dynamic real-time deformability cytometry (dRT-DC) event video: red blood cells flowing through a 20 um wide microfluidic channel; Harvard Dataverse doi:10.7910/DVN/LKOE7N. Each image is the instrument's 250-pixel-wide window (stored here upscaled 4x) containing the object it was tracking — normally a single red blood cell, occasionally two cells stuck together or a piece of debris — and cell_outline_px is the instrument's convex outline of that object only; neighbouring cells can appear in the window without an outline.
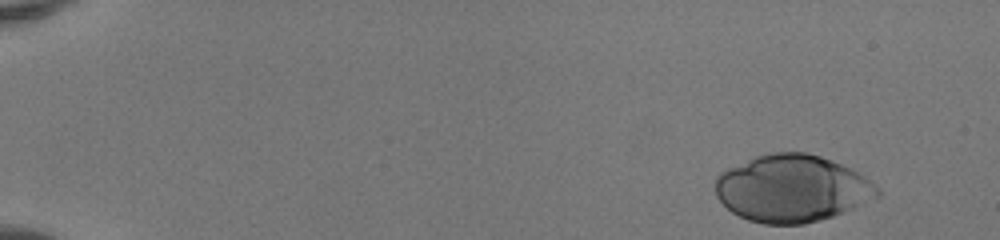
{"species": "human", "species_latin": "Homo sapiens", "temperature_condition": "room temperature", "stored_images_in_passage": 47, "camera_frame_rate_fps": 3000, "um_per_image_px": 0.085, "donor": {"sex": "female"}, "frame": {"image": 1, "passage_image": 1, "time_ms": 0.0, "image_size_px": [1000, 240], "cell_outline_px": [[884, 192], [880, 196], [844, 212], [820, 220], [804, 224], [764, 224], [748, 220], [732, 212], [716, 196], [716, 176], [720, 172], [728, 168], [756, 156], [772, 152], [804, 152], [820, 156], [832, 160], [864, 176], [876, 184]], "centroid_in_image_um": [67.34, 16.02], "position_along_channel_um": 17.7, "area_um2": 63.35}}
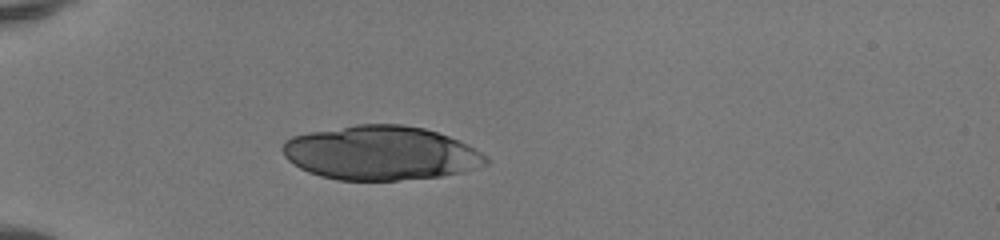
{"frame": {"image": 2, "passage_image": 13, "time_ms": 4.0, "image_size_px": [1000, 240], "cell_outline_px": [[488, 164], [464, 172], [444, 176], [400, 180], [336, 180], [320, 176], [308, 172], [292, 164], [284, 156], [280, 148], [284, 140], [292, 136], [308, 132], [356, 124], [404, 124], [424, 128], [448, 136], [468, 144], [488, 156]], "centroid_in_image_um": [32.35, 13.01], "position_along_channel_um": 52.6, "area_um2": 64.79}}